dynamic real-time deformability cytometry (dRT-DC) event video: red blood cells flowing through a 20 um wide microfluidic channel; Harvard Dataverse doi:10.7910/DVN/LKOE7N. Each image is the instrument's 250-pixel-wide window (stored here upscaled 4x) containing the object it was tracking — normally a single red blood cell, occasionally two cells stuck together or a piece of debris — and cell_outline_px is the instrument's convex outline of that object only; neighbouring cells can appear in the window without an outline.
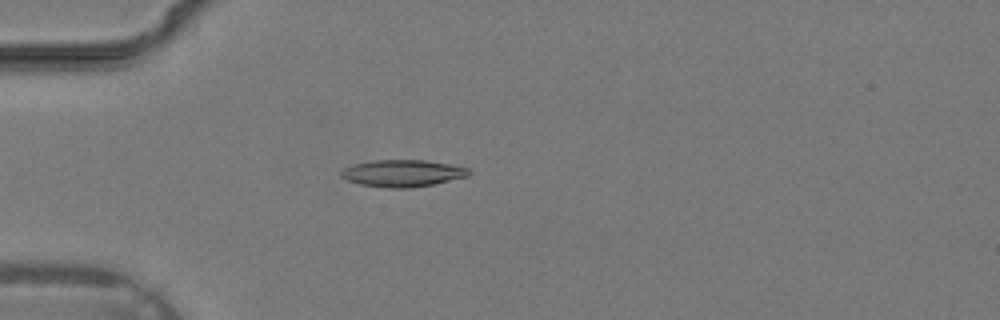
{"species": "common noctule bat (a hibernating species)", "species_latin": "Nyctalus noctula", "temperature_condition": "warm", "stored_images_in_passage": 29, "camera_frame_rate_fps": 3000, "um_per_image_px": 0.085, "animal": {"sex": "male", "body_mass_g": 19.2, "forearm_length_mm": 51.8}, "frame": {"image": 1, "passage_image": 4, "time_ms": 1.0, "image_size_px": [1000, 320], "cell_outline_px": [[472, 172], [468, 176], [432, 184], [408, 188], [388, 188], [360, 184], [348, 180], [340, 176], [340, 172], [344, 168], [352, 164], [372, 160], [424, 160], [448, 164], [468, 168]], "centroid_in_image_um": [34.19, 14.72], "position_along_channel_um": 50.8, "area_um2": 19.94}}
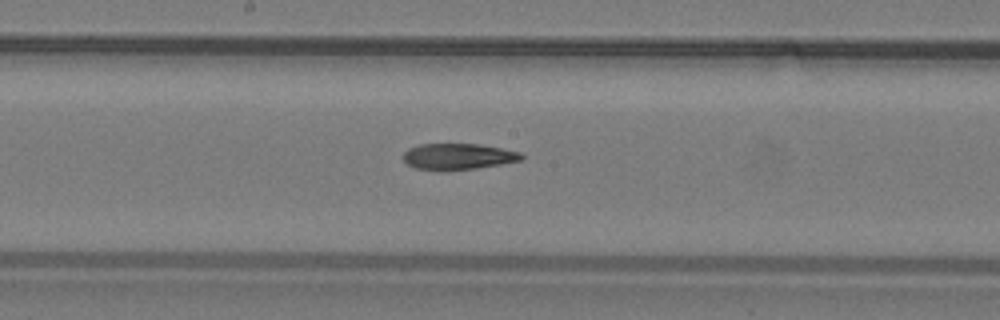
{"frame": {"image": 2, "passage_image": 13, "time_ms": 4.0, "image_size_px": [1000, 320], "cell_outline_px": [[524, 156], [520, 160], [500, 164], [476, 168], [444, 172], [440, 172], [416, 168], [408, 164], [404, 160], [404, 152], [408, 148], [420, 144], [480, 144], [520, 152]], "centroid_in_image_um": [38.9, 13.32], "position_along_channel_um": 209.3, "area_um2": 18.15}}
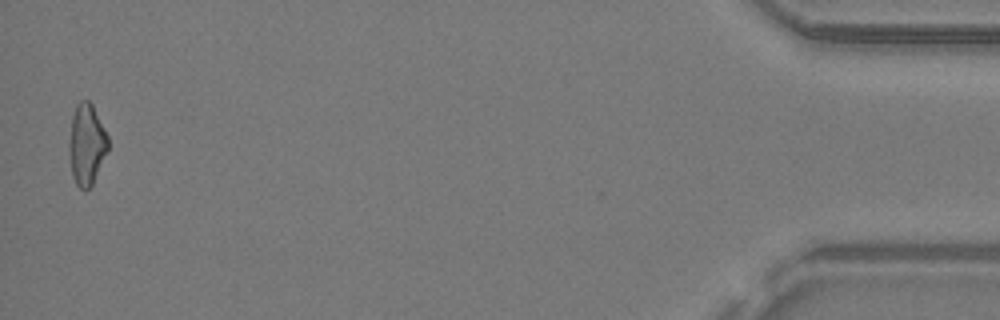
{"frame": {"image": 3, "passage_image": 29, "time_ms": 9.333, "image_size_px": [1000, 320], "cell_outline_px": [[108, 148], [92, 184], [88, 188], [80, 188], [76, 184], [72, 176], [68, 152], [68, 144], [72, 116], [76, 104], [80, 100], [88, 100], [92, 104], [108, 136]], "centroid_in_image_um": [7.33, 12.24], "position_along_channel_um": 427.9, "area_um2": 18.26}}